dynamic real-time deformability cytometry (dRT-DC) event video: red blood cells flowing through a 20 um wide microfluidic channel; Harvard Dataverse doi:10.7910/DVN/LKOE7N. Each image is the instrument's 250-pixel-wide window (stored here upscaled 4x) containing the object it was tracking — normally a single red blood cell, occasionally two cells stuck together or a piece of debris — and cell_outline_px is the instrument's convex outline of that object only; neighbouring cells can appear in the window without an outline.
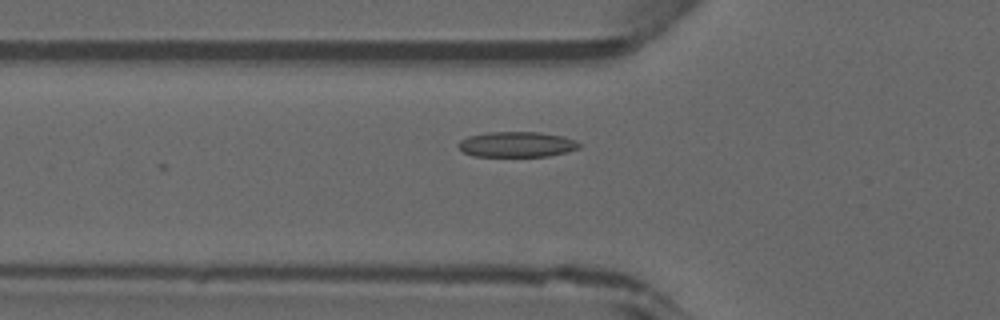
{"species": "common noctule bat (a hibernating species)", "species_latin": "Nyctalus noctula", "temperature_condition": "warm", "stored_images_in_passage": 7, "camera_frame_rate_fps": 3000, "um_per_image_px": 0.085, "animal": {"sex": "male", "forearm_length_mm": 52.5}, "frame": {"image": 1, "passage_image": 2, "time_ms": 0.333, "image_size_px": [1000, 320], "cell_outline_px": [[584, 144], [580, 148], [568, 152], [548, 156], [472, 156], [464, 152], [456, 144], [460, 140], [468, 136], [488, 132], [540, 132], [564, 136], [576, 140]], "centroid_in_image_um": [43.98, 12.27], "position_along_channel_um": 81.8, "area_um2": 18.15}}